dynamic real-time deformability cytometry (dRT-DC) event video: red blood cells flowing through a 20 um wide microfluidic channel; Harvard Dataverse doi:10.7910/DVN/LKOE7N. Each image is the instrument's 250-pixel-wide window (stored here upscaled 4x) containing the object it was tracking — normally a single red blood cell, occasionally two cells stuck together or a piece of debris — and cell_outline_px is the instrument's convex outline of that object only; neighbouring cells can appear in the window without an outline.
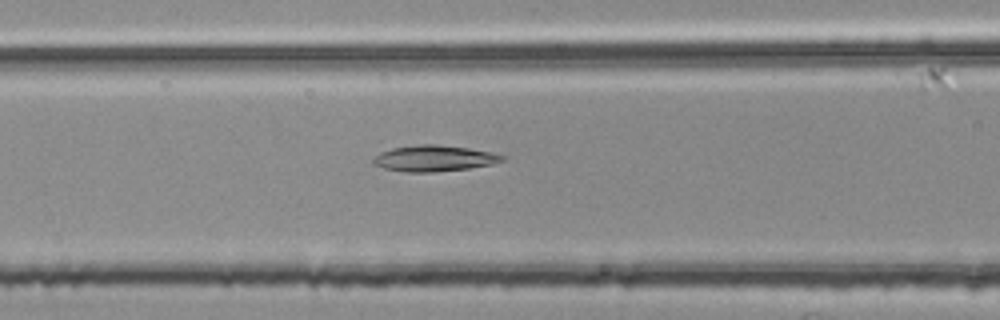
{"species": "common noctule bat (a hibernating species)", "species_latin": "Nyctalus noctula", "temperature_condition": "room temperature", "stored_images_in_passage": 33, "camera_frame_rate_fps": 3000, "um_per_image_px": 0.085, "animal": {"sex": "female", "body_mass_g": 25.1}, "frame": {"image": 1, "passage_image": 7, "time_ms": 2.0, "image_size_px": [1000, 320], "cell_outline_px": [[504, 160], [492, 164], [468, 168], [432, 172], [408, 172], [384, 168], [372, 164], [372, 160], [380, 152], [392, 148], [420, 144], [436, 144], [468, 148], [492, 152], [504, 156]], "centroid_in_image_um": [36.88, 13.45], "position_along_channel_um": 129.7, "area_um2": 19.42}}
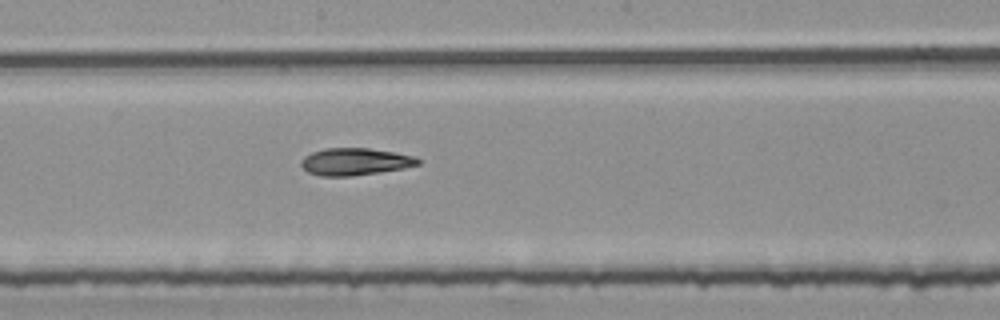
{"frame": {"image": 2, "passage_image": 14, "time_ms": 4.333, "image_size_px": [1000, 320], "cell_outline_px": [[420, 164], [404, 168], [380, 172], [352, 176], [320, 176], [308, 172], [300, 164], [300, 160], [304, 156], [312, 152], [324, 148], [368, 148], [396, 152], [416, 156], [420, 160]], "centroid_in_image_um": [30.19, 13.73], "position_along_channel_um": 218.0, "area_um2": 18.67}}
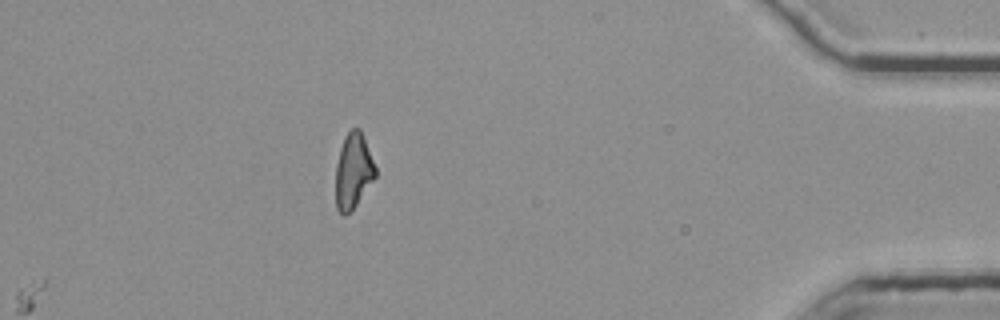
{"frame": {"image": 3, "passage_image": 33, "time_ms": 10.667, "image_size_px": [1000, 320], "cell_outline_px": [[376, 176], [352, 212], [344, 216], [336, 208], [336, 164], [340, 148], [344, 136], [352, 128], [360, 128], [376, 168]], "centroid_in_image_um": [30.02, 14.56], "position_along_channel_um": 405.2, "area_um2": 17.51}, "authors_computed_cell_mechanics": {"area_um2": 18.2648, "velocity_mm_per_s": 3.7834, "shape_relaxation_time_tau1_ms": 6.6953, "shape_relaxation_time_tau2_ms": 7.4696, "deformation_change_tau1": 0.1963, "deformation_change_tau2": 0.1572}}